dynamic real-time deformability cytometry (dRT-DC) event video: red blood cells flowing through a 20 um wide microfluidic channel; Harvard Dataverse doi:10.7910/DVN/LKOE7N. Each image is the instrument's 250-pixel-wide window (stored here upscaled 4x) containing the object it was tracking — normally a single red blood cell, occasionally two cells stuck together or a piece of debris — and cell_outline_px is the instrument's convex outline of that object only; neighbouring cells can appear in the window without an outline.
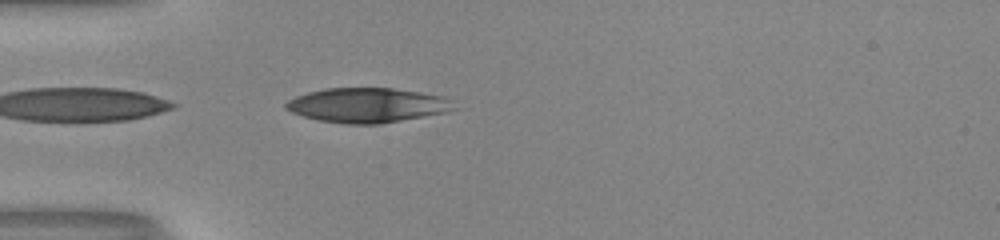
{"species": "human", "species_latin": "Homo sapiens", "temperature_condition": "room temperature", "stored_images_in_passage": 30, "camera_frame_rate_fps": 3000, "um_per_image_px": 0.085, "donor": {"sex": "male"}, "frame": {"image": 1, "passage_image": 1, "time_ms": 0.0, "image_size_px": [1000, 240], "cell_outline_px": [[456, 108], [448, 112], [380, 124], [344, 124], [320, 120], [304, 116], [292, 112], [284, 108], [284, 104], [288, 100], [296, 96], [308, 92], [324, 88], [392, 88], [420, 92], [444, 96], [452, 100], [456, 104]], "centroid_in_image_um": [31.25, 8.94], "position_along_channel_um": 53.7, "area_um2": 34.1}}
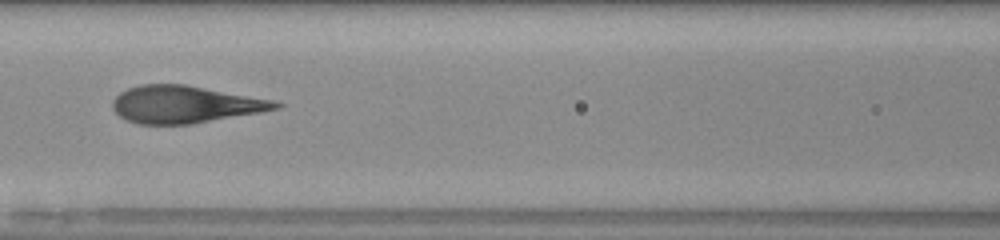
{"frame": {"image": 2, "passage_image": 9, "time_ms": 2.667, "image_size_px": [1000, 240], "cell_outline_px": [[284, 104], [280, 108], [260, 112], [192, 124], [136, 124], [120, 116], [112, 108], [112, 100], [120, 92], [128, 88], [140, 84], [184, 84], [276, 100]], "centroid_in_image_um": [15.73, 8.87], "position_along_channel_um": 150.9, "area_um2": 35.49}}